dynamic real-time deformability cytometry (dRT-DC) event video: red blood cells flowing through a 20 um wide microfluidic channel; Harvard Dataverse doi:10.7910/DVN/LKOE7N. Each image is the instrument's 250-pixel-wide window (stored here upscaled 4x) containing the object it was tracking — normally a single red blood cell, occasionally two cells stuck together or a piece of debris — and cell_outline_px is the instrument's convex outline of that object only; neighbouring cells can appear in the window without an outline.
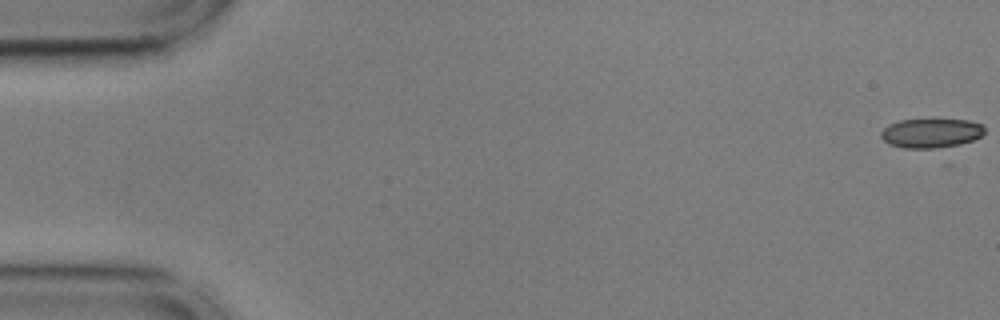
{"species": "common noctule bat (a hibernating species)", "species_latin": "Nyctalus noctula", "temperature_condition": "cold", "stored_images_in_passage": 52, "camera_frame_rate_fps": 3000, "um_per_image_px": 0.085, "animal": {"sex": "male", "body_mass_g": 17.9, "forearm_length_mm": 54.2}, "frame": {"image": 1, "passage_image": 1, "time_ms": 0.0, "image_size_px": [1000, 320], "cell_outline_px": [[984, 132], [980, 136], [972, 140], [952, 148], [904, 148], [892, 144], [884, 140], [880, 136], [880, 132], [888, 124], [900, 120], [968, 120], [984, 124]], "centroid_in_image_um": [79.17, 11.33], "position_along_channel_um": 5.8, "area_um2": 17.8}}
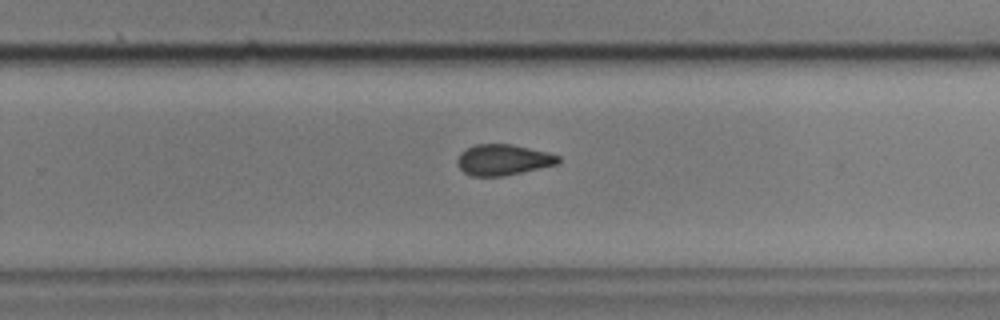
{"frame": {"image": 2, "passage_image": 36, "time_ms": 11.667, "image_size_px": [1000, 320], "cell_outline_px": [[560, 164], [504, 176], [472, 176], [464, 172], [456, 164], [456, 160], [460, 152], [476, 144], [512, 144], [548, 152], [560, 156]], "centroid_in_image_um": [42.78, 13.58], "position_along_channel_um": 287.0, "area_um2": 18.32}}
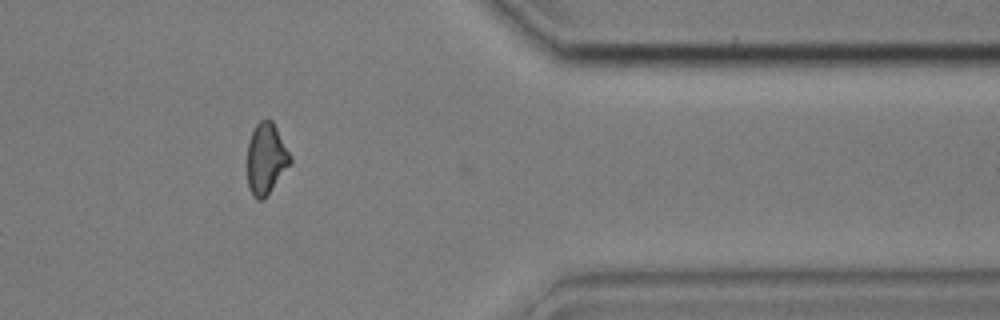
{"frame": {"image": 3, "passage_image": 46, "time_ms": 15.0, "image_size_px": [1000, 320], "cell_outline_px": [[292, 164], [264, 200], [256, 200], [252, 196], [248, 188], [248, 140], [256, 124], [260, 120], [268, 116], [272, 120], [292, 156]], "centroid_in_image_um": [22.64, 13.5], "position_along_channel_um": 388.8, "area_um2": 18.32}, "authors_computed_cell_mechanics": {"area_um2": 18.4382, "velocity_mm_per_s": 3.6213, "shape_relaxation_time_tau1_ms": 9.4272, "shape_relaxation_time_tau2_ms": 2.4449, "deformation_change_tau1": 0.1884, "deformation_change_tau2": 0.0928}}